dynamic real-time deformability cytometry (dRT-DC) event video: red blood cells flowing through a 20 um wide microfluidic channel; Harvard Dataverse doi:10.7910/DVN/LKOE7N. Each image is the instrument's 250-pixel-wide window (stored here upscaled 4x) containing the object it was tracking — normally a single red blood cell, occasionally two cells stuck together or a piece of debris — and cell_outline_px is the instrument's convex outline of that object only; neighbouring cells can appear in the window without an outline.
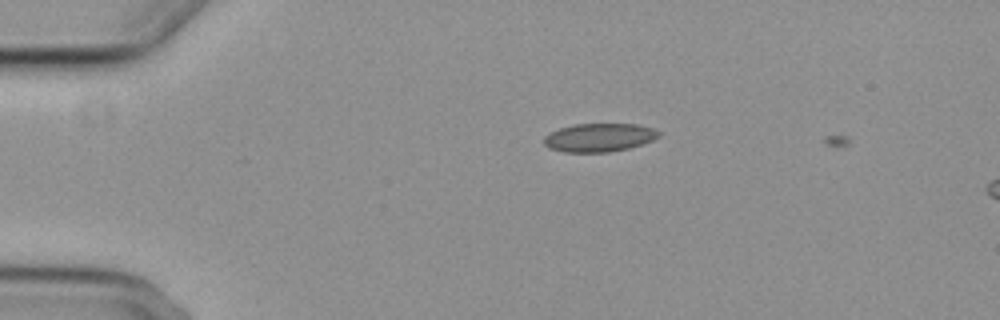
{"species": "common noctule bat (a hibernating species)", "species_latin": "Nyctalus noctula", "temperature_condition": "cold", "stored_images_in_passage": 3, "camera_frame_rate_fps": 3000, "um_per_image_px": 0.085, "animal": {"sex": "female", "body_mass_g": 29.2, "forearm_length_mm": 56.3}, "frame": {"image": 1, "passage_image": 2, "time_ms": 1.333, "image_size_px": [1000, 320], "cell_outline_px": [[660, 136], [652, 140], [628, 148], [608, 152], [564, 152], [548, 148], [544, 144], [544, 136], [560, 128], [572, 124], [640, 124], [652, 128], [660, 132]], "centroid_in_image_um": [50.92, 11.68], "position_along_channel_um": 34.1, "area_um2": 18.96}}